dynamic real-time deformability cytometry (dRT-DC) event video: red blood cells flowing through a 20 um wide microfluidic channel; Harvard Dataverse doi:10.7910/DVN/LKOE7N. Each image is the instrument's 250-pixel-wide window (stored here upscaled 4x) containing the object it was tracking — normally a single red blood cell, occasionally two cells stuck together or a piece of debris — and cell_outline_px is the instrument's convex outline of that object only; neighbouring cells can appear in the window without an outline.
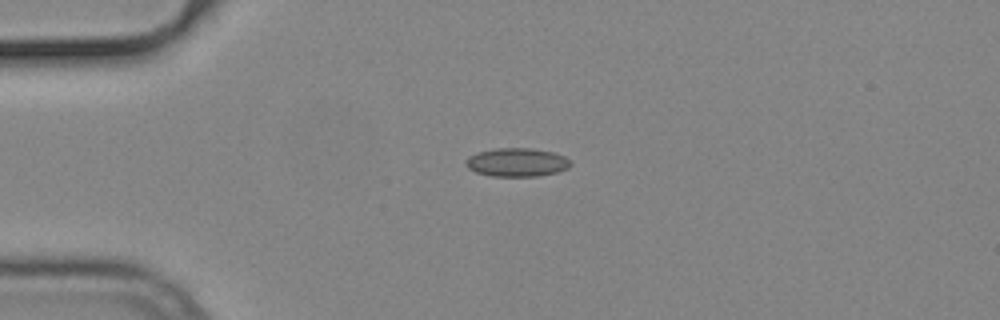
{"species": "common noctule bat (a hibernating species)", "species_latin": "Nyctalus noctula", "temperature_condition": "cold", "stored_images_in_passage": 35, "camera_frame_rate_fps": 3000, "um_per_image_px": 0.085, "animal": {"sex": "male", "body_mass_g": 19.2, "forearm_length_mm": 51.8}, "frame": {"image": 1, "passage_image": 1, "time_ms": 0.0, "image_size_px": [1000, 320], "cell_outline_px": [[572, 164], [568, 168], [556, 172], [540, 176], [492, 176], [476, 172], [468, 168], [464, 164], [464, 160], [468, 156], [480, 152], [496, 148], [532, 148], [552, 152], [564, 156]], "centroid_in_image_um": [43.91, 13.8], "position_along_channel_um": 41.1, "area_um2": 17.4}}
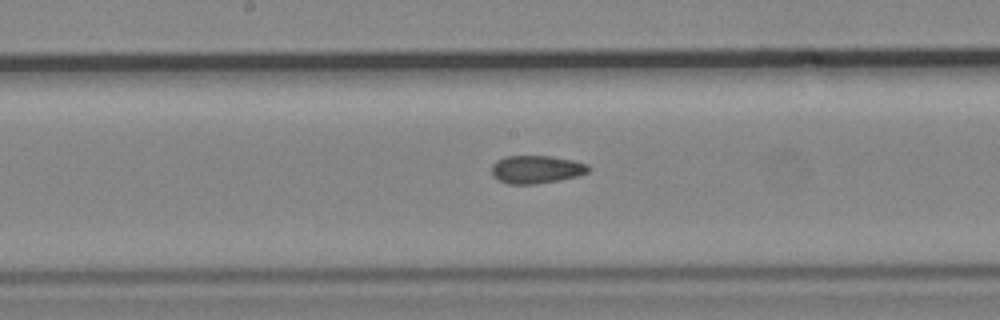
{"frame": {"image": 2, "passage_image": 16, "time_ms": 5.0, "image_size_px": [1000, 320], "cell_outline_px": [[592, 168], [588, 172], [576, 176], [536, 184], [508, 184], [492, 176], [492, 164], [496, 160], [504, 156], [552, 156], [572, 160], [588, 164]], "centroid_in_image_um": [45.57, 14.39], "position_along_channel_um": 202.6, "area_um2": 15.78}}
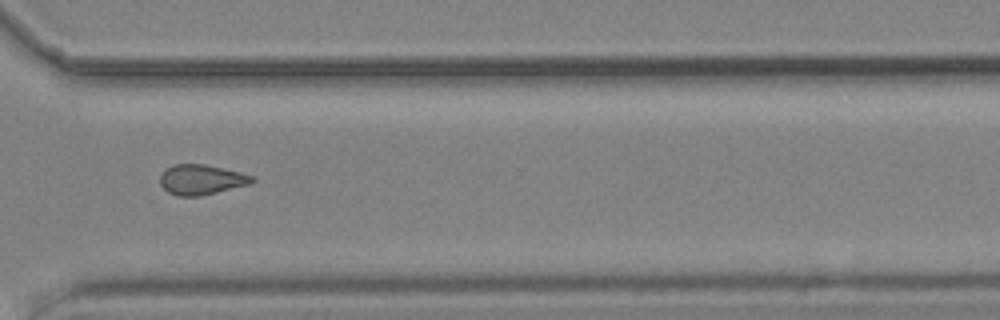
{"frame": {"image": 3, "passage_image": 28, "time_ms": 9.0, "image_size_px": [1000, 320], "cell_outline_px": [[256, 180], [248, 184], [200, 196], [176, 196], [168, 192], [160, 184], [160, 176], [168, 168], [176, 164], [204, 164], [240, 172], [252, 176]], "centroid_in_image_um": [17.1, 15.27], "position_along_channel_um": 353.5, "area_um2": 15.84}, "authors_computed_cell_mechanics": {"area_um2": 15.8372, "velocity_mm_per_s": 3.7866, "shape_relaxation_time_tau1_ms": null, "shape_relaxation_time_tau2_ms": 3.6447, "deformation_change_tau1": null, "deformation_change_tau2": 0.1075}}